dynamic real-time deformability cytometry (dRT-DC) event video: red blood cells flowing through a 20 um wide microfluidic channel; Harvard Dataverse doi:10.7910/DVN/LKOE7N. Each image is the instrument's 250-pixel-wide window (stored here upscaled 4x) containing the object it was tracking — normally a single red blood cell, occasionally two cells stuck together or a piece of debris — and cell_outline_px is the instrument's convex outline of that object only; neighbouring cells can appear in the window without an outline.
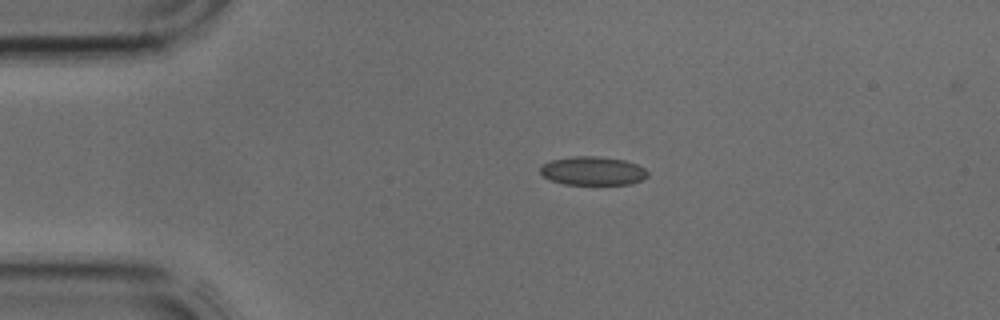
{"species": "common noctule bat (a hibernating species)", "species_latin": "Nyctalus noctula", "temperature_condition": "cold", "stored_images_in_passage": 5, "segment_of_instrument_passage": [2, 2], "camera_frame_rate_fps": 3000, "um_per_image_px": 0.085, "animal": {"sex": "male", "body_mass_g": 17.9, "forearm_length_mm": 54.2}, "frame": {"image": 1, "passage_image": 5, "time_ms": 1.333, "image_size_px": [1000, 320], "cell_outline_px": [[648, 176], [644, 180], [632, 184], [564, 184], [552, 180], [544, 176], [540, 172], [540, 168], [544, 164], [552, 160], [572, 156], [596, 156], [624, 160], [636, 164], [644, 168], [648, 172]], "centroid_in_image_um": [50.43, 14.53], "position_along_channel_um": 34.6, "area_um2": 17.86}}